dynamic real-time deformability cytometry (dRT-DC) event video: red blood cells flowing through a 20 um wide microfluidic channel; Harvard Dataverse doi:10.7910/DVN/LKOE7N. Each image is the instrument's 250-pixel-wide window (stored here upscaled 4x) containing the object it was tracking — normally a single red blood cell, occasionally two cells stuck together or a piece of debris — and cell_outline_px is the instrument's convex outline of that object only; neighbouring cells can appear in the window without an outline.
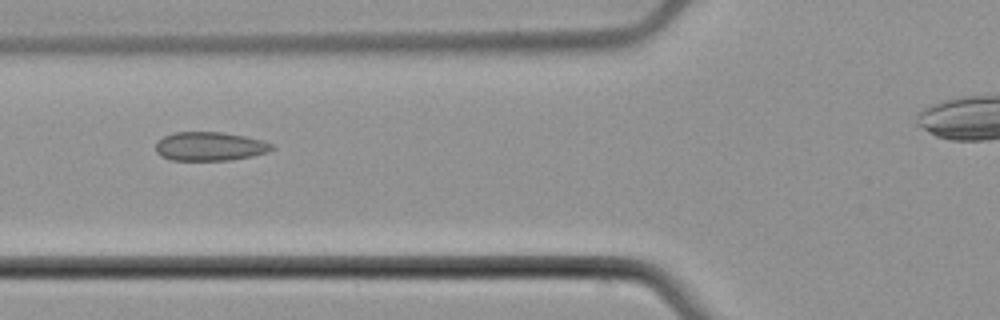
{"species": "common noctule bat (a hibernating species)", "species_latin": "Nyctalus noctula", "temperature_condition": "cold", "stored_images_in_passage": 10, "segment_of_instrument_passage": [1, 2], "camera_frame_rate_fps": 3000, "um_per_image_px": 0.085, "animal": {"sex": "male", "body_mass_g": 21.5, "forearm_length_mm": 52.0}, "frame": {"image": 1, "passage_image": 9, "time_ms": 9.667, "image_size_px": [1000, 320], "cell_outline_px": [[276, 148], [268, 152], [252, 156], [228, 160], [172, 160], [160, 156], [156, 152], [156, 144], [164, 136], [176, 132], [224, 132], [244, 136], [260, 140], [272, 144]], "centroid_in_image_um": [17.84, 12.44], "position_along_channel_um": 108.0, "area_um2": 19.42}}